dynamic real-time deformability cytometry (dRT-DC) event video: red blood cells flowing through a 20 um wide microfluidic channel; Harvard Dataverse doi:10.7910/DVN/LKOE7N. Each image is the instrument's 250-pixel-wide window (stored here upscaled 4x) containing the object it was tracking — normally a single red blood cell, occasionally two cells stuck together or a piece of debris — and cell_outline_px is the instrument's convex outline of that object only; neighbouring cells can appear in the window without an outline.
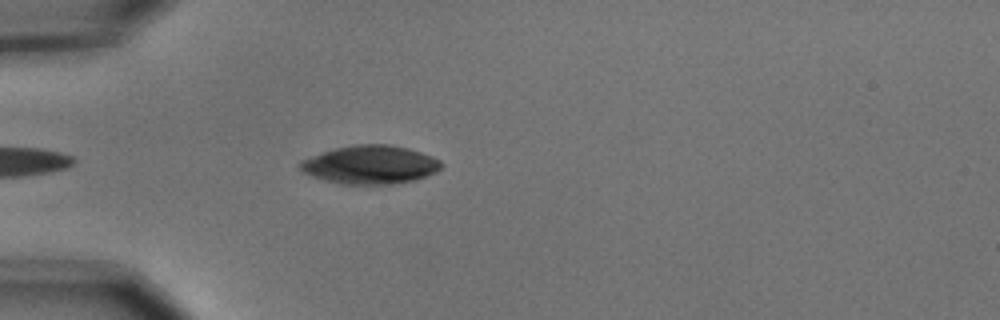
{"species": "common noctule bat (a hibernating species)", "species_latin": "Nyctalus noctula", "temperature_condition": "cold", "stored_images_in_passage": 5, "camera_frame_rate_fps": 3000, "um_per_image_px": 0.085, "animal": {"sex": "male", "body_mass_g": 15.6}, "frame": {"image": 1, "passage_image": 5, "time_ms": 1.333, "image_size_px": [1000, 320], "cell_outline_px": [[444, 164], [436, 172], [416, 180], [396, 184], [340, 184], [324, 180], [312, 176], [304, 172], [296, 164], [300, 160], [332, 148], [352, 144], [388, 144], [408, 148], [432, 156], [440, 160]], "centroid_in_image_um": [31.45, 13.99], "position_along_channel_um": 53.5, "area_um2": 32.02}}